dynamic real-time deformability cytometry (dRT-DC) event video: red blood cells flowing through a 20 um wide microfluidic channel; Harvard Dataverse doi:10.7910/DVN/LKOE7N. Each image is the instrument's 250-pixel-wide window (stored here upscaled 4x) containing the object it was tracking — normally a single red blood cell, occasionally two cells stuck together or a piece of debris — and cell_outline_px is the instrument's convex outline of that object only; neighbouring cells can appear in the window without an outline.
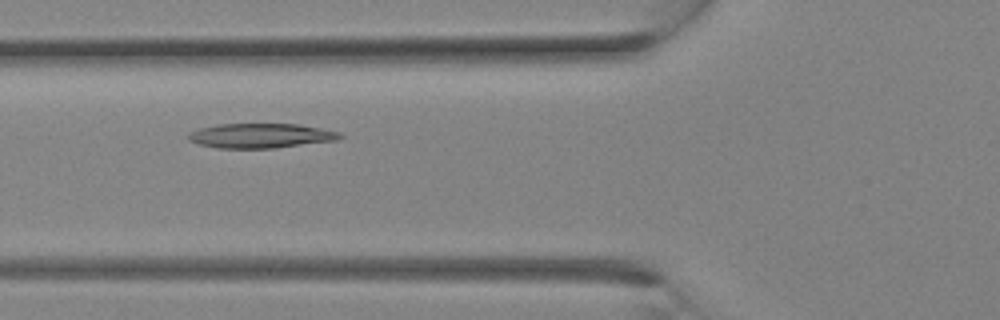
{"species": "Egyptian fruit bat (a non-hibernating species)", "species_latin": "Rousettus aegyptiacus", "temperature_condition": "room temperature", "stored_images_in_passage": 22, "segment_of_instrument_passage": [1, 2], "camera_frame_rate_fps": 3000, "um_per_image_px": 0.085, "animal": {"sex": "female"}, "frame": {"image": 1, "passage_image": 3, "time_ms": 0.667, "image_size_px": [1000, 320], "cell_outline_px": [[344, 136], [340, 140], [276, 148], [216, 148], [200, 144], [188, 140], [188, 132], [200, 128], [216, 124], [300, 124], [340, 132]], "centroid_in_image_um": [22.19, 11.53], "position_along_channel_um": 103.6, "area_um2": 21.96}}
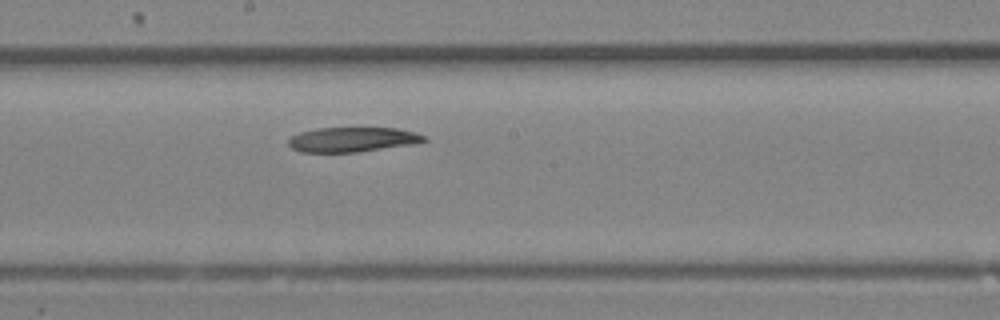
{"frame": {"image": 2, "passage_image": 8, "time_ms": 2.333, "image_size_px": [1000, 320], "cell_outline_px": [[428, 140], [416, 144], [356, 152], [300, 152], [292, 148], [288, 144], [288, 140], [292, 136], [300, 132], [316, 128], [396, 128], [416, 132], [424, 136]], "centroid_in_image_um": [29.97, 11.86], "position_along_channel_um": 218.2, "area_um2": 19.59}}
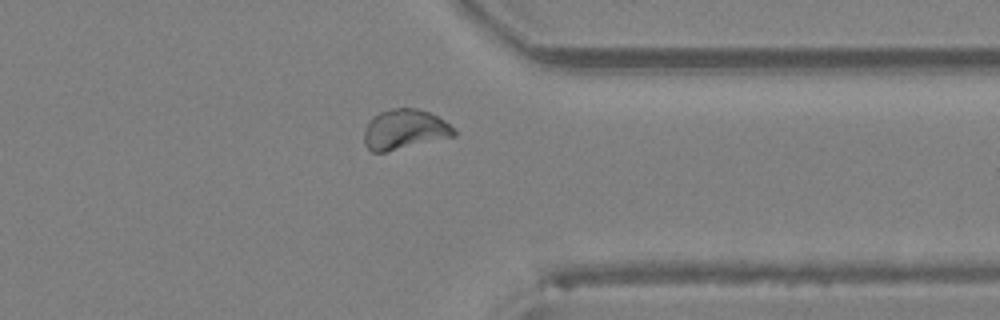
{"frame": {"image": 3, "passage_image": 15, "time_ms": 4.667, "image_size_px": [1000, 320], "cell_outline_px": [[456, 136], [384, 152], [372, 152], [364, 144], [364, 128], [372, 116], [380, 112], [392, 108], [416, 108], [428, 112], [444, 120], [456, 128]], "centroid_in_image_um": [34.39, 11.0], "position_along_channel_um": 377.0, "area_um2": 21.04}}